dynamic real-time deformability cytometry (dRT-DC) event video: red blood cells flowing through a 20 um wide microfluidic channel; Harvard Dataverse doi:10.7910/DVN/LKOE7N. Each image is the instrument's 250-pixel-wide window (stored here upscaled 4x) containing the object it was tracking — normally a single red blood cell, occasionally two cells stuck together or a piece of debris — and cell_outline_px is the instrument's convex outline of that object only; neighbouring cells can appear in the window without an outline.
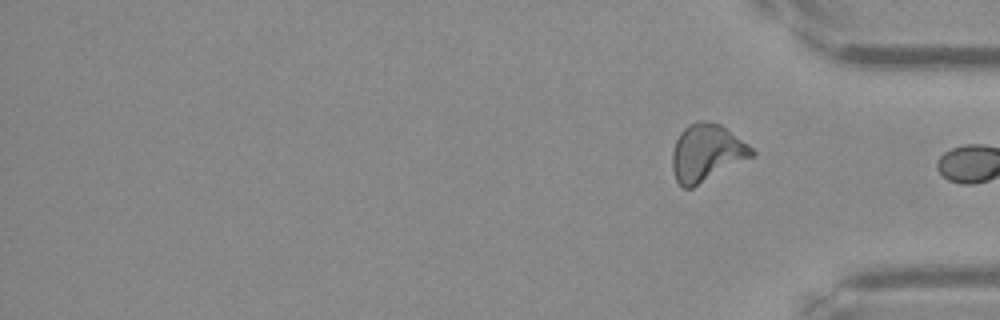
{"species": "Egyptian fruit bat (a non-hibernating species)", "species_latin": "Rousettus aegyptiacus", "temperature_condition": "warm", "stored_images_in_passage": 37, "segment_of_instrument_passage": [2, 2], "camera_frame_rate_fps": 3000, "um_per_image_px": 0.085, "frame": {"image": 1, "passage_image": 37, "time_ms": 12.0, "image_size_px": [1000, 320], "cell_outline_px": [[756, 152], [752, 156], [692, 188], [684, 188], [676, 180], [672, 168], [672, 152], [676, 140], [680, 132], [688, 124], [700, 120], [704, 120], [720, 124], [748, 144]], "centroid_in_image_um": [60.03, 12.97], "position_along_channel_um": 375.2, "area_um2": 26.18}}